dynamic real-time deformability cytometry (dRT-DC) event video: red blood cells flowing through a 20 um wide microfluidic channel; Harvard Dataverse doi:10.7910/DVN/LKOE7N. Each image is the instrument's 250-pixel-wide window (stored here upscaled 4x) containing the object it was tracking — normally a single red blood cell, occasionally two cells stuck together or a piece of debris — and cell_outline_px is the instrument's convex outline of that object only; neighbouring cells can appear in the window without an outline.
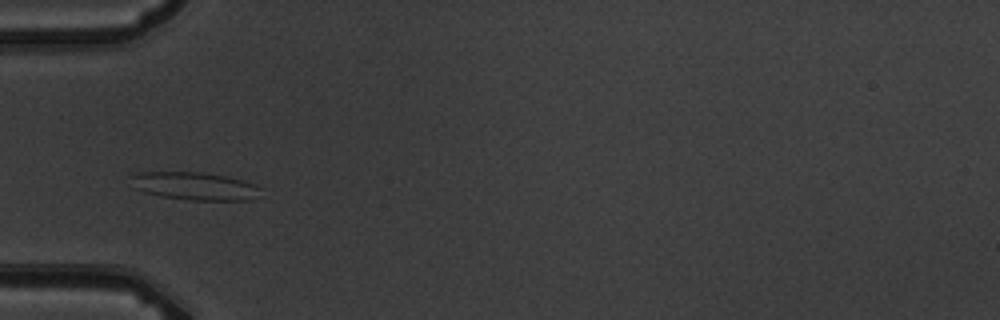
{"species": "common noctule bat (a hibernating species)", "species_latin": "Nyctalus noctula", "temperature_condition": "warm", "stored_images_in_passage": 17, "camera_frame_rate_fps": 3000, "um_per_image_px": 0.085, "animal": {"sex": "male", "body_mass_g": 19.5, "forearm_length_mm": 54.6}, "frame": {"image": 1, "passage_image": 6, "time_ms": 6.667, "image_size_px": [1000, 320], "cell_outline_px": [[264, 188], [252, 200], [188, 200], [160, 196], [144, 192], [132, 188], [128, 176], [140, 172], [200, 172], [224, 176], [244, 180], [256, 184]], "centroid_in_image_um": [16.52, 15.82], "position_along_channel_um": 68.5, "area_um2": 21.44}}
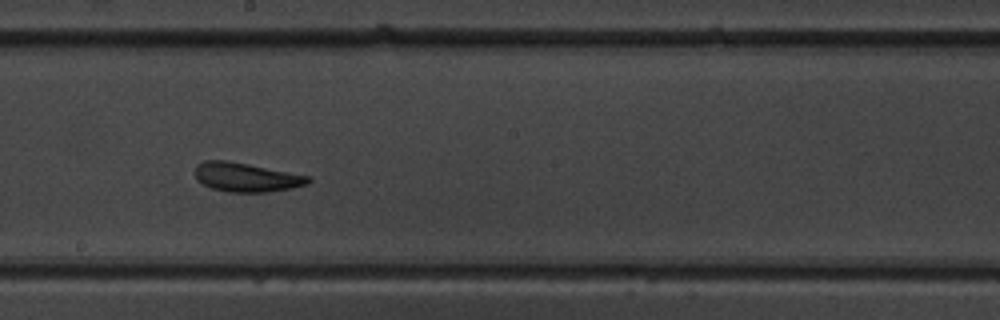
{"frame": {"image": 2, "passage_image": 10, "time_ms": 11.0, "image_size_px": [1000, 320], "cell_outline_px": [[312, 180], [308, 184], [292, 188], [268, 192], [228, 192], [212, 188], [196, 180], [192, 172], [196, 164], [204, 160], [228, 160], [308, 176]], "centroid_in_image_um": [20.86, 15.06], "position_along_channel_um": 227.3, "area_um2": 19.31}}
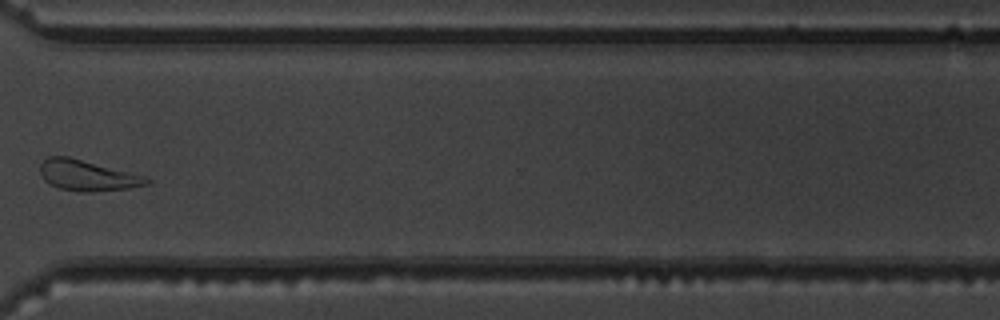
{"frame": {"image": 3, "passage_image": 13, "time_ms": 14.667, "image_size_px": [1000, 320], "cell_outline_px": [[152, 180], [148, 184], [128, 188], [96, 192], [84, 192], [60, 188], [48, 184], [44, 180], [40, 172], [40, 164], [48, 156], [68, 156], [148, 176]], "centroid_in_image_um": [7.45, 14.91], "position_along_channel_um": 363.1, "area_um2": 19.25}, "authors_computed_cell_mechanics": {"area_um2": 21.4438, "velocity_mm_per_s": 3.6945, "shape_relaxation_time_tau1_ms": 5.1136, "shape_relaxation_time_tau2_ms": 3.9447, "deformation_change_tau1": 0.1348, "deformation_change_tau2": 0.1241}}